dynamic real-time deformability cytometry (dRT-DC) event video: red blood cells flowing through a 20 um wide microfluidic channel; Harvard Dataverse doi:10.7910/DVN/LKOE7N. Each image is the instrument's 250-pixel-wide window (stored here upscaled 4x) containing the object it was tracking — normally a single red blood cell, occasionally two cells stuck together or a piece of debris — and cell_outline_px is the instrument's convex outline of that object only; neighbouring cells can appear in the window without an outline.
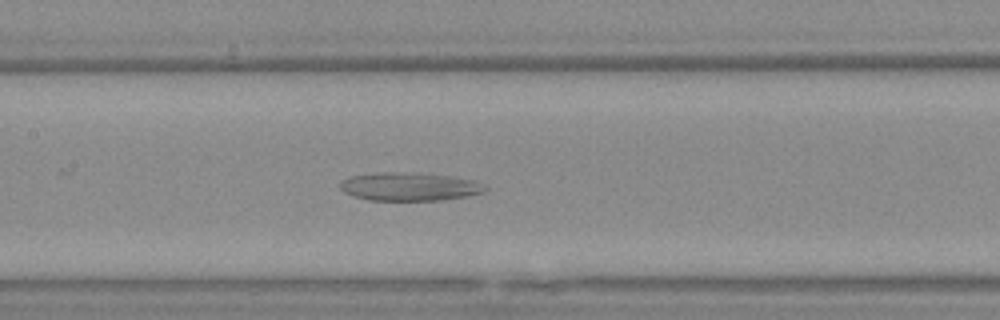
{"species": "Egyptian fruit bat (a non-hibernating species)", "species_latin": "Rousettus aegyptiacus", "temperature_condition": "warm", "stored_images_in_passage": 41, "camera_frame_rate_fps": 3000, "um_per_image_px": 0.085, "animal": {"sex": "female"}, "frame": {"image": 1, "passage_image": 17, "time_ms": 5.333, "image_size_px": [1000, 320], "cell_outline_px": [[488, 188], [484, 192], [468, 196], [440, 200], [368, 200], [352, 196], [344, 192], [340, 188], [340, 180], [348, 176], [384, 172], [416, 172], [472, 180]], "centroid_in_image_um": [34.73, 15.86], "position_along_channel_um": 172.7, "area_um2": 23.81}}
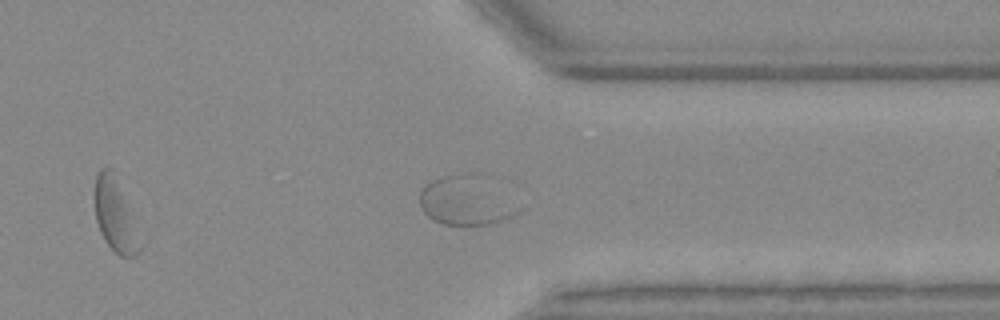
{"frame": {"image": 2, "passage_image": 34, "time_ms": 11.0, "image_size_px": [1000, 320], "cell_outline_px": [[524, 208], [520, 212], [500, 220], [488, 224], [440, 224], [432, 220], [420, 208], [420, 188], [432, 180], [444, 176], [460, 172], [476, 172]], "centroid_in_image_um": [39.59, 17.03], "position_along_channel_um": 371.8, "area_um2": 28.32}}
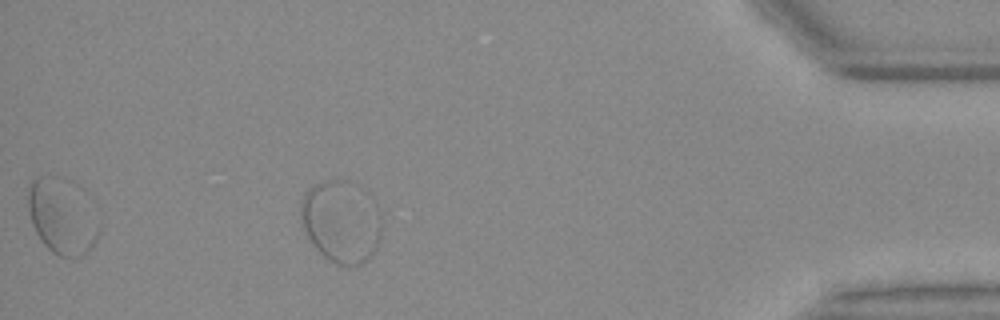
{"frame": {"image": 3, "passage_image": 41, "time_ms": 13.333, "image_size_px": [1000, 320], "cell_outline_px": [[380, 236], [376, 248], [360, 264], [336, 264], [328, 260], [316, 248], [308, 236], [304, 228], [300, 216], [300, 204], [304, 192], [308, 188], [324, 180], [344, 180], [380, 224]], "centroid_in_image_um": [28.81, 18.93], "position_along_channel_um": 406.4, "area_um2": 35.6}}